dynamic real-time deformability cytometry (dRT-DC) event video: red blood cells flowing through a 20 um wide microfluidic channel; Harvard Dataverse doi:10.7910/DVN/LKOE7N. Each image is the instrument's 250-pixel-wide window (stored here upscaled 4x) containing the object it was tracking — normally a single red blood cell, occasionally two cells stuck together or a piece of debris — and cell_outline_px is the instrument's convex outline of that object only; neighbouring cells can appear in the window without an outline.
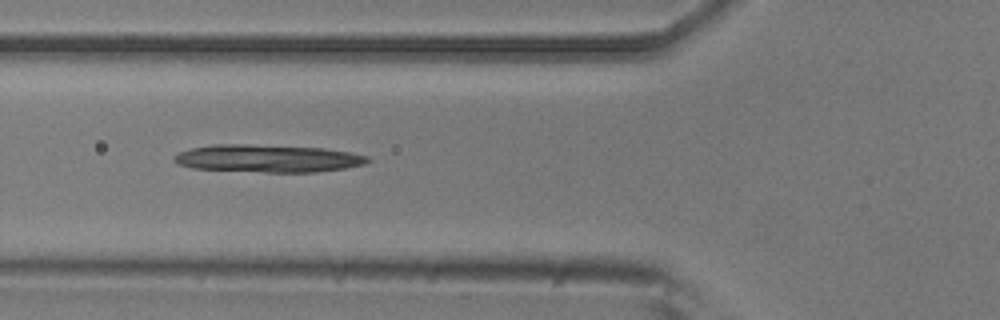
{"species": "common noctule bat (a hibernating species)", "species_latin": "Nyctalus noctula", "temperature_condition": "room temperature", "stored_images_in_passage": 9, "camera_frame_rate_fps": 3000, "um_per_image_px": 0.085, "animal": {"sex": "male", "body_mass_g": 20.5, "forearm_length_mm": 52.5}, "frame": {"image": 1, "passage_image": 6, "time_ms": 1.667, "image_size_px": [1000, 320], "cell_outline_px": [[372, 160], [364, 164], [344, 168], [316, 172], [264, 172], [192, 168], [176, 164], [172, 160], [172, 156], [180, 152], [192, 148], [212, 144], [248, 144], [324, 148], [348, 152], [368, 156]], "centroid_in_image_um": [22.73, 13.46], "position_along_channel_um": 103.1, "area_um2": 31.21}}
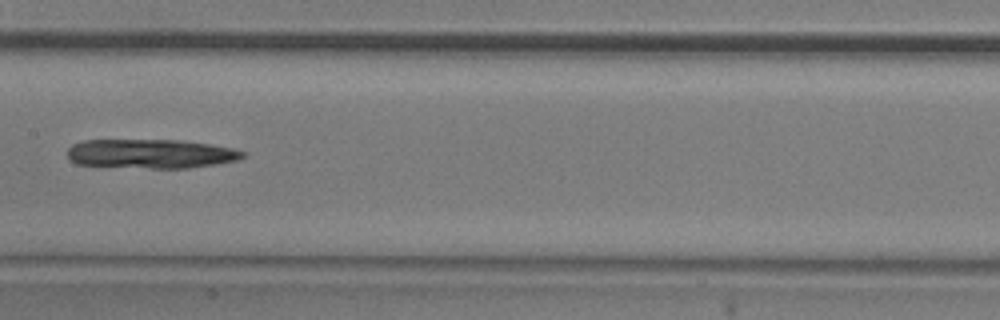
{"frame": {"image": 2, "passage_image": 8, "time_ms": 2.333, "image_size_px": [1000, 320], "cell_outline_px": [[244, 156], [236, 160], [216, 164], [188, 168], [152, 168], [76, 164], [68, 160], [68, 148], [72, 144], [84, 140], [180, 140], [208, 144], [232, 148], [244, 152]], "centroid_in_image_um": [12.77, 13.06], "position_along_channel_um": 194.6, "area_um2": 29.65}}
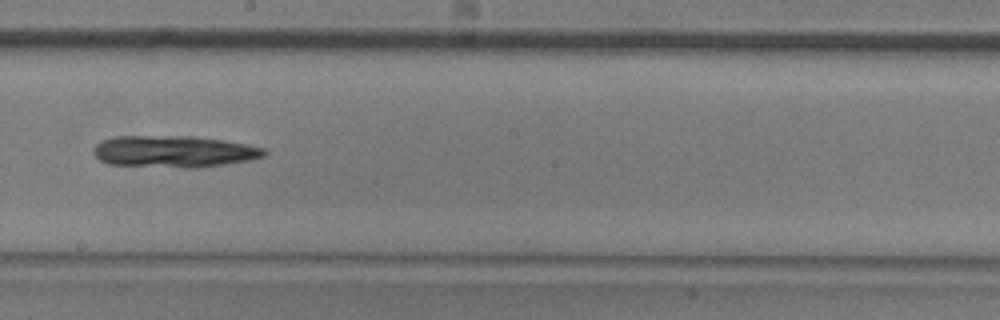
{"frame": {"image": 3, "passage_image": 9, "time_ms": 2.667, "image_size_px": [1000, 320], "cell_outline_px": [[268, 152], [264, 156], [252, 160], [196, 168], [184, 168], [108, 164], [100, 160], [92, 152], [96, 144], [100, 140], [116, 136], [192, 136], [224, 140], [248, 144], [264, 148]], "centroid_in_image_um": [14.79, 12.88], "position_along_channel_um": 233.4, "area_um2": 31.85}}